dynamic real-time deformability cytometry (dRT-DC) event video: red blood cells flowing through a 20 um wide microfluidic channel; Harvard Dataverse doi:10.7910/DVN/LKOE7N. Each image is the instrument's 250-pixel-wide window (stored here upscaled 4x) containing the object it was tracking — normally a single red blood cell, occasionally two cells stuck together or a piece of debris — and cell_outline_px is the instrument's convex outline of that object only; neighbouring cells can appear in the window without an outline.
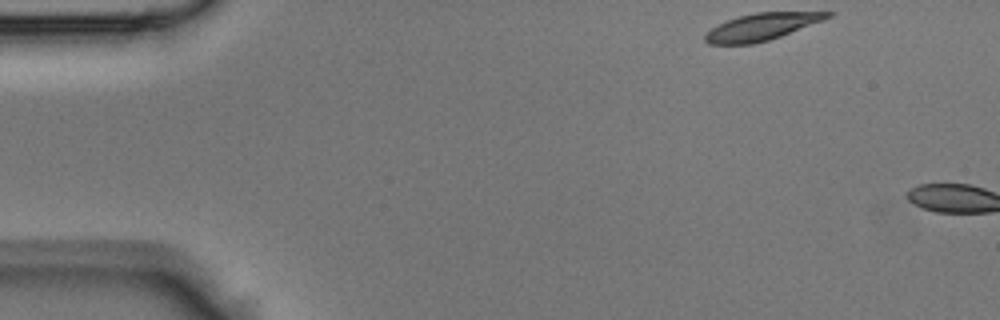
{"species": "Egyptian fruit bat (a non-hibernating species)", "species_latin": "Rousettus aegyptiacus", "temperature_condition": "room temperature", "stored_images_in_passage": 2, "camera_frame_rate_fps": 3000, "um_per_image_px": 0.085, "animal": {"sex": "male"}, "frame": {"image": 1, "passage_image": 1, "time_ms": 0.0, "image_size_px": [1000, 320], "cell_outline_px": [[836, 12], [832, 16], [824, 20], [780, 36], [768, 40], [752, 44], [708, 44], [704, 40], [704, 36], [712, 28], [728, 20], [740, 16], [756, 12]], "centroid_in_image_um": [64.76, 2.28], "position_along_channel_um": 20.2, "area_um2": 18.96}}